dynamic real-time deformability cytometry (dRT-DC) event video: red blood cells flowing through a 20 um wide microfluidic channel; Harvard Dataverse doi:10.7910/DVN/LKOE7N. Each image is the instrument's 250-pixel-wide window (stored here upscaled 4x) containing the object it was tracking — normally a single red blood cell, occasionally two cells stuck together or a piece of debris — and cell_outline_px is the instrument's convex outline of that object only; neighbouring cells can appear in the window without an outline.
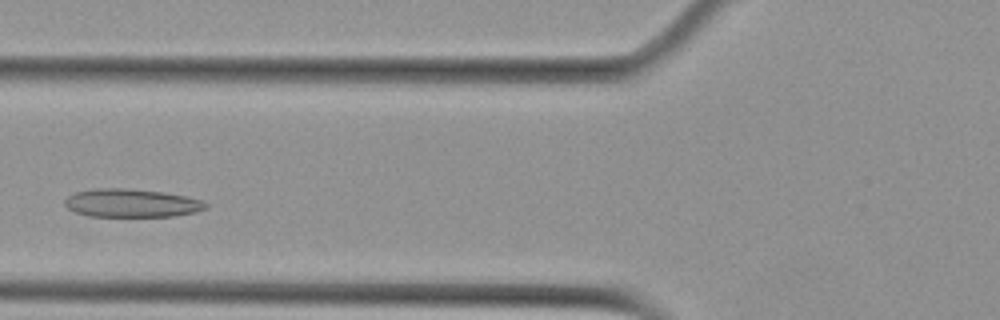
{"species": "Egyptian fruit bat (a non-hibernating species)", "species_latin": "Rousettus aegyptiacus", "temperature_condition": "cold", "stored_images_in_passage": 4, "camera_frame_rate_fps": 3000, "um_per_image_px": 0.085, "animal": {"sex": "female"}, "frame": {"image": 1, "passage_image": 4, "time_ms": 3.667, "image_size_px": [1000, 320], "cell_outline_px": [[208, 208], [196, 212], [172, 216], [88, 216], [76, 212], [68, 208], [64, 204], [64, 200], [68, 196], [76, 192], [96, 188], [128, 188], [164, 192], [184, 196], [200, 200], [208, 204]], "centroid_in_image_um": [11.17, 17.26], "position_along_channel_um": 114.6, "area_um2": 23.18}}